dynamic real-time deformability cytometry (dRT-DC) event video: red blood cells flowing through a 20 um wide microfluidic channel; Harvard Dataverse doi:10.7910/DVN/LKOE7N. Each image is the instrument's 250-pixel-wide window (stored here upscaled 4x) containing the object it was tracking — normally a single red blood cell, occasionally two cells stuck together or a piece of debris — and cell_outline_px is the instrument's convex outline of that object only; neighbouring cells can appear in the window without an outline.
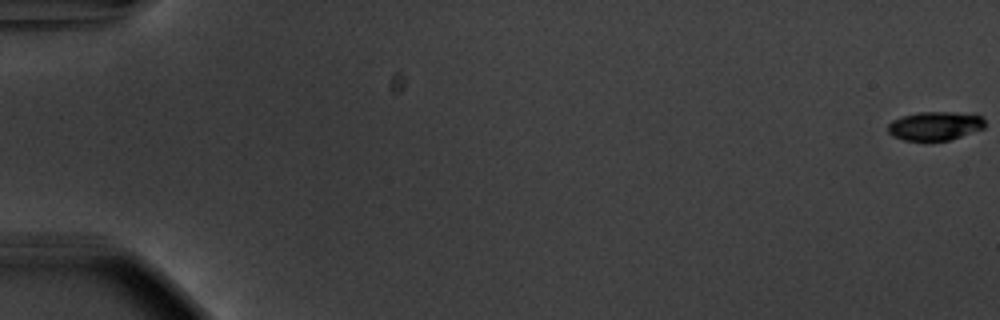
{"species": "common noctule bat (a hibernating species)", "species_latin": "Nyctalus noctula", "temperature_condition": "warm", "stored_images_in_passage": 57, "camera_frame_rate_fps": 3000, "um_per_image_px": 0.085, "animal": {"sex": "male", "body_mass_g": 20.1, "forearm_length_mm": 53.5}, "frame": {"image": 1, "passage_image": 1, "time_ms": 0.0, "image_size_px": [1000, 320], "cell_outline_px": [[984, 128], [948, 140], [904, 140], [892, 136], [888, 132], [888, 124], [892, 120], [904, 116], [920, 112], [952, 112], [980, 116], [984, 120]], "centroid_in_image_um": [79.43, 10.7], "position_along_channel_um": 5.6, "area_um2": 15.9}}
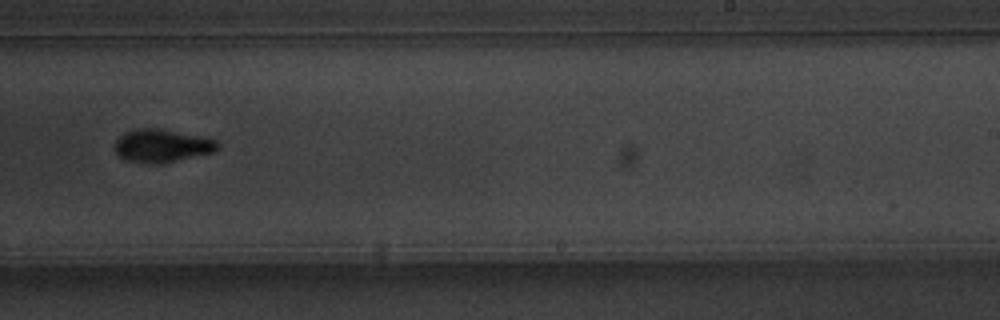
{"frame": {"image": 2, "passage_image": 37, "time_ms": 12.0, "image_size_px": [1000, 320], "cell_outline_px": [[220, 144], [212, 152], [160, 164], [152, 164], [128, 160], [120, 156], [116, 152], [116, 140], [124, 132], [140, 128], [160, 128], [216, 140]], "centroid_in_image_um": [13.74, 12.38], "position_along_channel_um": 275.3, "area_um2": 19.36}}
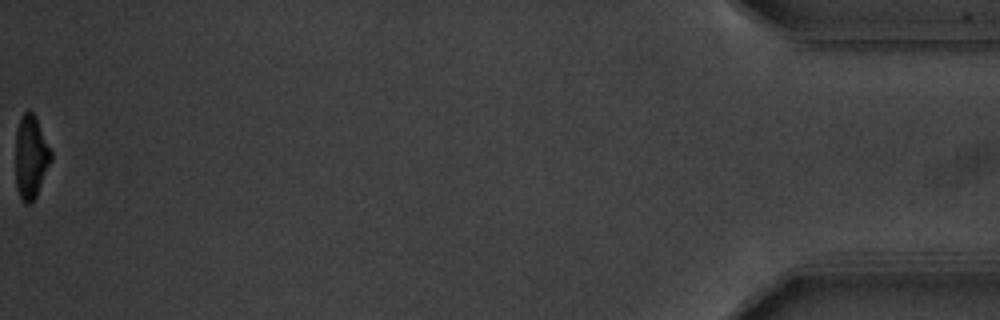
{"frame": {"image": 3, "passage_image": 57, "time_ms": 18.667, "image_size_px": [1000, 320], "cell_outline_px": [[52, 160], [36, 196], [32, 204], [24, 204], [20, 196], [16, 184], [16, 132], [20, 120], [24, 112], [28, 108], [36, 116], [52, 152]], "centroid_in_image_um": [2.64, 13.34], "position_along_channel_um": 432.6, "area_um2": 17.28}, "authors_computed_cell_mechanics": {"area_um2": 18.6116, "velocity_mm_per_s": 3.7374, "shape_relaxation_time_tau1_ms": 2.8725, "shape_relaxation_time_tau2_ms": 4.8137, "deformation_change_tau1": 0.1631, "deformation_change_tau2": 0.1049}}